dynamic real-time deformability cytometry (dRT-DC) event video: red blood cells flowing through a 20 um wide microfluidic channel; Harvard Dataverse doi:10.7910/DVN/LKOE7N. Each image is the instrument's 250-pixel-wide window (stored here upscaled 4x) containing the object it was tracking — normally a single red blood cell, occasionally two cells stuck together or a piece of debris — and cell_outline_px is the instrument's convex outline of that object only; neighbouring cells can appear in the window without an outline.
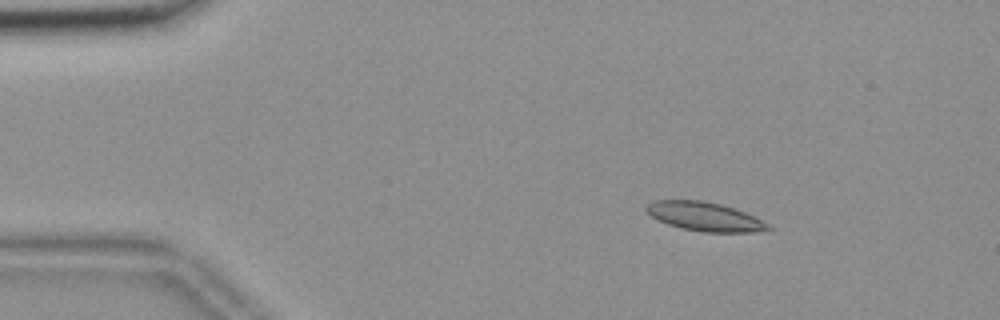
{"species": "common noctule bat (a hibernating species)", "species_latin": "Nyctalus noctula", "temperature_condition": "room temperature", "stored_images_in_passage": 48, "camera_frame_rate_fps": 3000, "um_per_image_px": 0.085, "animal": {"sex": "female", "body_mass_g": 18.4}, "frame": {"image": 1, "passage_image": 1, "time_ms": 0.0, "image_size_px": [1000, 320], "cell_outline_px": [[772, 228], [752, 232], [700, 232], [680, 228], [668, 224], [652, 216], [644, 208], [648, 204], [656, 200], [704, 200], [720, 204], [744, 212], [768, 224]], "centroid_in_image_um": [59.86, 18.41], "position_along_channel_um": 25.1, "area_um2": 20.17}}
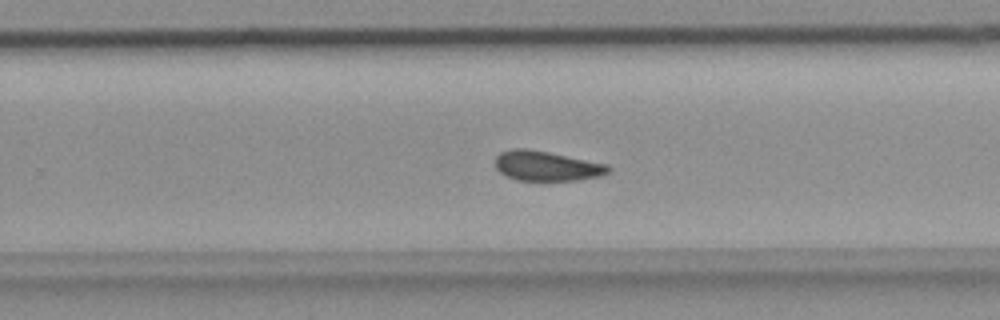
{"frame": {"image": 2, "passage_image": 28, "time_ms": 9.0, "image_size_px": [1000, 320], "cell_outline_px": [[612, 168], [608, 172], [600, 176], [576, 180], [516, 180], [500, 172], [496, 168], [496, 156], [500, 152], [512, 148], [524, 148], [548, 152], [608, 164]], "centroid_in_image_um": [46.46, 14.1], "position_along_channel_um": 283.3, "area_um2": 19.54}}
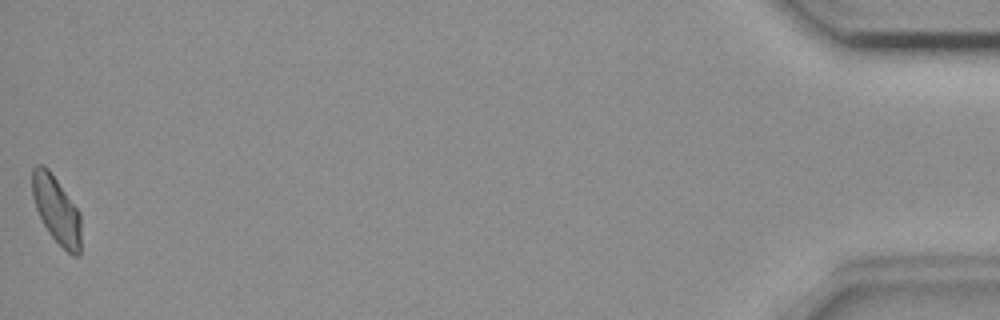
{"frame": {"image": 3, "passage_image": 48, "time_ms": 15.667, "image_size_px": [1000, 320], "cell_outline_px": [[80, 256], [72, 256], [48, 232], [36, 208], [32, 196], [32, 168], [36, 164], [44, 164], [48, 168], [80, 212]], "centroid_in_image_um": [4.79, 17.81], "position_along_channel_um": 430.4, "area_um2": 19.02}}